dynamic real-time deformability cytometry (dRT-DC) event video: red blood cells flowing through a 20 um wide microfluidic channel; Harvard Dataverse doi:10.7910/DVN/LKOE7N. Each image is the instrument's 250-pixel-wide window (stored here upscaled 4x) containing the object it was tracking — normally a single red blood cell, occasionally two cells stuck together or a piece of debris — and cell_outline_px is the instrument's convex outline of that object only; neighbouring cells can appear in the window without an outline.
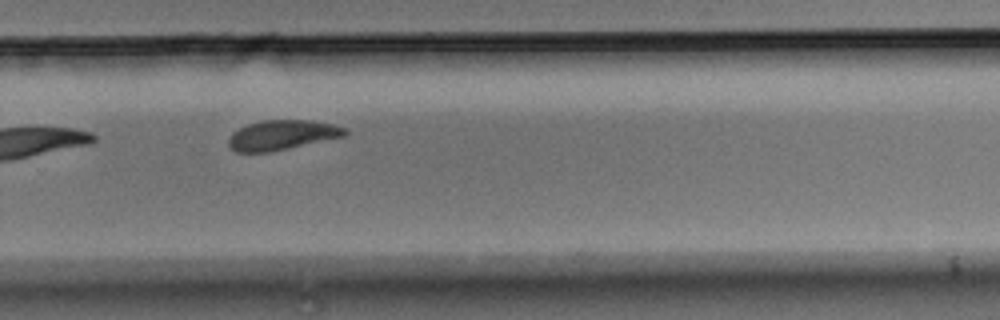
{"species": "Egyptian fruit bat (a non-hibernating species)", "species_latin": "Rousettus aegyptiacus", "temperature_condition": "room temperature", "stored_images_in_passage": 8, "camera_frame_rate_fps": 3000, "um_per_image_px": 0.085, "animal": {"sex": "male"}, "frame": {"image": 1, "passage_image": 8, "time_ms": 2.333, "image_size_px": [1000, 320], "cell_outline_px": [[348, 132], [344, 136], [288, 148], [268, 152], [236, 152], [228, 144], [228, 140], [232, 132], [248, 124], [264, 120], [312, 120], [332, 124], [344, 128]], "centroid_in_image_um": [23.95, 11.47], "position_along_channel_um": 305.9, "area_um2": 19.94}}